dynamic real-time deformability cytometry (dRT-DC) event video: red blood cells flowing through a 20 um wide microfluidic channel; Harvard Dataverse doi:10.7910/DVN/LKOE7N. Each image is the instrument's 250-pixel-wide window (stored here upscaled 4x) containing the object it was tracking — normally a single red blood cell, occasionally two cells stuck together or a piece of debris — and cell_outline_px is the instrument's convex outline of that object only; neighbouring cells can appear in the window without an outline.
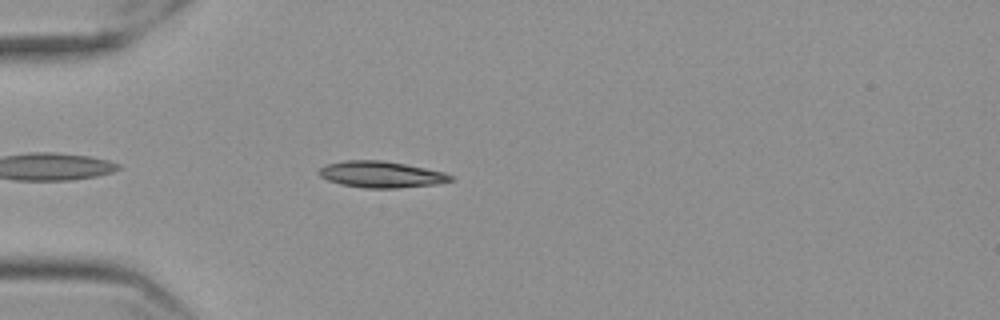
{"species": "Egyptian fruit bat (a non-hibernating species)", "species_latin": "Rousettus aegyptiacus", "temperature_condition": "cold", "stored_images_in_passage": 46, "camera_frame_rate_fps": 3000, "um_per_image_px": 0.085, "frame": {"image": 1, "passage_image": 6, "time_ms": 1.667, "image_size_px": [1000, 320], "cell_outline_px": [[452, 180], [440, 184], [396, 188], [364, 188], [340, 184], [328, 180], [320, 176], [316, 172], [320, 168], [328, 164], [344, 160], [380, 160], [404, 164], [444, 172], [452, 176]], "centroid_in_image_um": [32.37, 14.83], "position_along_channel_um": 52.6, "area_um2": 20.17}}
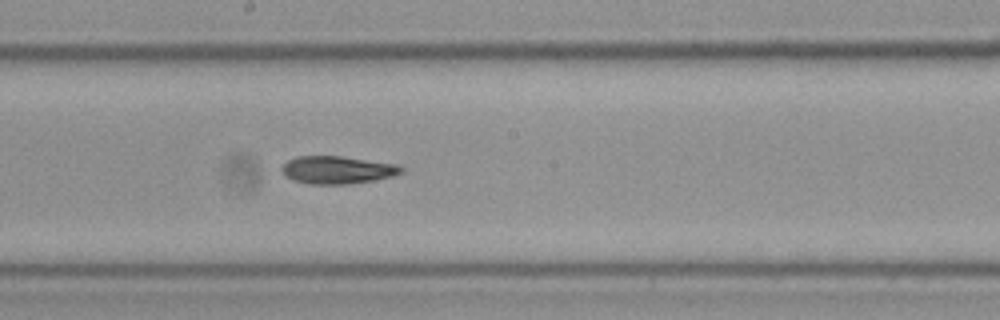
{"frame": {"image": 2, "passage_image": 21, "time_ms": 6.667, "image_size_px": [1000, 320], "cell_outline_px": [[404, 172], [392, 176], [376, 180], [348, 184], [308, 184], [292, 180], [284, 176], [280, 172], [280, 168], [288, 160], [296, 156], [340, 156], [396, 164], [404, 168]], "centroid_in_image_um": [28.63, 14.45], "position_along_channel_um": 219.6, "area_um2": 19.48}}
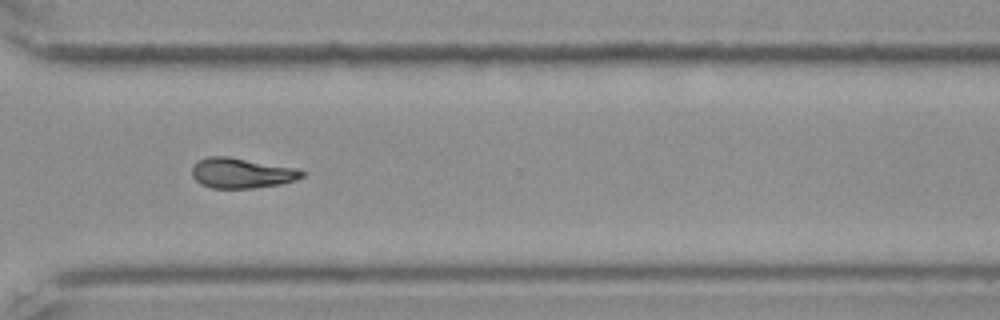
{"frame": {"image": 3, "passage_image": 32, "time_ms": 10.333, "image_size_px": [1000, 320], "cell_outline_px": [[304, 176], [296, 180], [280, 184], [252, 188], [212, 188], [200, 184], [192, 176], [192, 168], [200, 160], [208, 156], [228, 156], [296, 168], [304, 172]], "centroid_in_image_um": [20.54, 14.71], "position_along_channel_um": 350.1, "area_um2": 19.25}, "authors_computed_cell_mechanics": {"area_um2": 18.9873, "velocity_mm_per_s": 3.5627, "shape_relaxation_time_tau1_ms": 10.257, "shape_relaxation_time_tau2_ms": 6.2551, "deformation_change_tau1": 0.2238, "deformation_change_tau2": 0.1255}}